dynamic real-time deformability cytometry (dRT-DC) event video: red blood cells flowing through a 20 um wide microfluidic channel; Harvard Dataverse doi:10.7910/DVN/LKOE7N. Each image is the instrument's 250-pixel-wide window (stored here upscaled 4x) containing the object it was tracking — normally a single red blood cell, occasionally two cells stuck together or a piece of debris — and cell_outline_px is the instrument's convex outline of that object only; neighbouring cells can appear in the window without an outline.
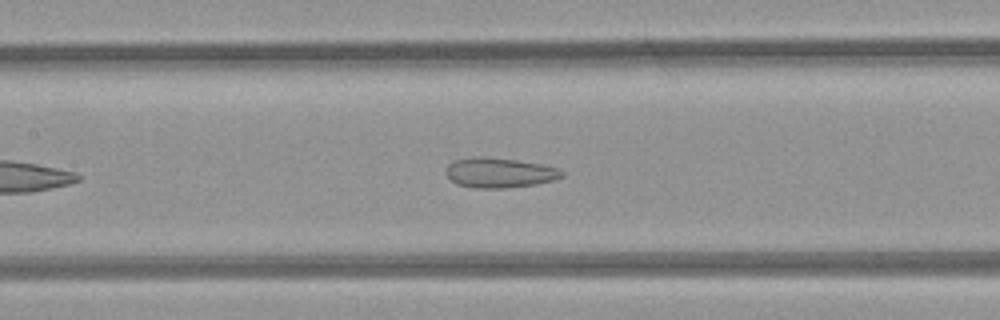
{"species": "common noctule bat (a hibernating species)", "species_latin": "Nyctalus noctula", "temperature_condition": "room temperature", "stored_images_in_passage": 37, "camera_frame_rate_fps": 3000, "um_per_image_px": 0.085, "animal": {"sex": "female", "body_mass_g": 21.9}, "frame": {"image": 1, "passage_image": 13, "time_ms": 4.0, "image_size_px": [1000, 320], "cell_outline_px": [[564, 176], [552, 180], [536, 184], [504, 188], [476, 188], [456, 184], [444, 172], [448, 164], [452, 160], [472, 156], [484, 156], [516, 160], [540, 164], [556, 168], [564, 172]], "centroid_in_image_um": [42.39, 14.67], "position_along_channel_um": 165.0, "area_um2": 20.29}}
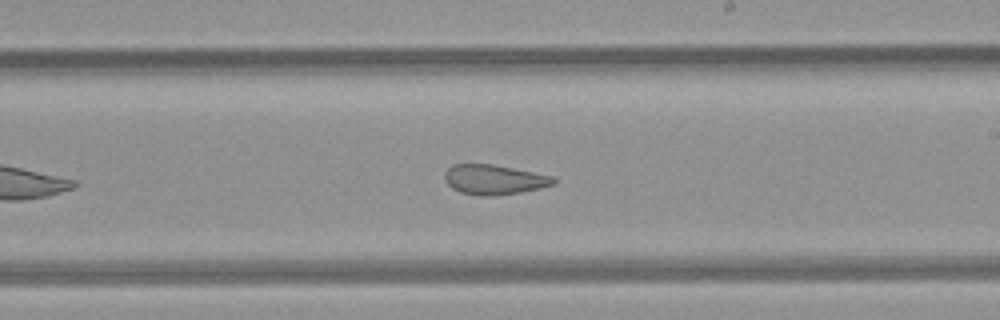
{"frame": {"image": 2, "passage_image": 19, "time_ms": 6.0, "image_size_px": [1000, 320], "cell_outline_px": [[556, 184], [540, 188], [520, 192], [488, 196], [476, 196], [460, 192], [452, 188], [444, 180], [444, 172], [452, 164], [492, 164], [556, 176]], "centroid_in_image_um": [42.0, 15.26], "position_along_channel_um": 247.0, "area_um2": 19.13}}
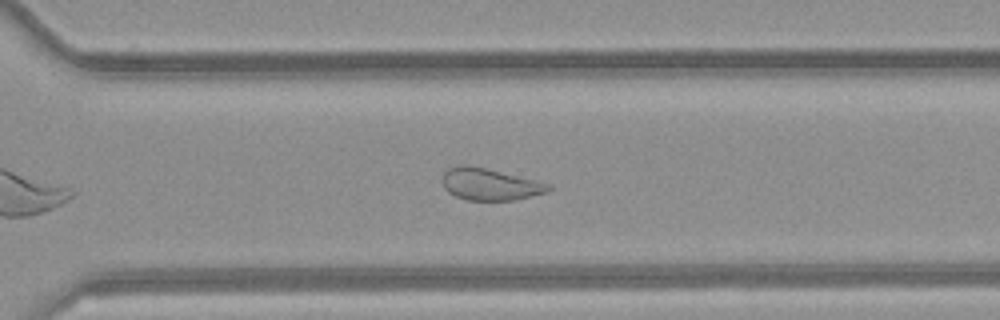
{"frame": {"image": 3, "passage_image": 25, "time_ms": 8.0, "image_size_px": [1000, 320], "cell_outline_px": [[552, 188], [548, 192], [516, 200], [468, 200], [456, 196], [448, 192], [444, 188], [444, 172], [448, 168], [460, 164], [468, 164], [552, 184]], "centroid_in_image_um": [41.66, 15.66], "position_along_channel_um": 328.9, "area_um2": 19.65}, "authors_computed_cell_mechanics": {"area_um2": 21.3282, "velocity_mm_per_s": 4.1102, "shape_relaxation_time_tau1_ms": null, "shape_relaxation_time_tau2_ms": 2.1035, "deformation_change_tau1": null, "deformation_change_tau2": 0.0921}}